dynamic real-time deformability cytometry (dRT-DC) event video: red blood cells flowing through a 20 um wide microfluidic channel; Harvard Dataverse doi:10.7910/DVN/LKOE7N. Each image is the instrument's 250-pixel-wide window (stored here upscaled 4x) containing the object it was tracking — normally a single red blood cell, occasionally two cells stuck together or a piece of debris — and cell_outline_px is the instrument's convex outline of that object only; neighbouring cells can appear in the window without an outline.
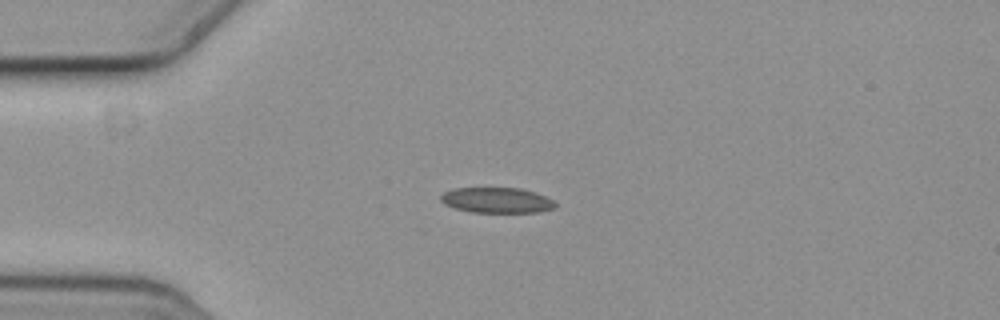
{"species": "common noctule bat (a hibernating species)", "species_latin": "Nyctalus noctula", "temperature_condition": "cold", "stored_images_in_passage": 7, "camera_frame_rate_fps": 3000, "um_per_image_px": 0.085, "animal": {"sex": "female", "body_mass_g": 19.3, "forearm_length_mm": 54.1}, "frame": {"image": 1, "passage_image": 4, "time_ms": 1.0, "image_size_px": [1000, 320], "cell_outline_px": [[556, 208], [540, 212], [468, 212], [452, 208], [444, 204], [440, 200], [440, 196], [444, 192], [452, 188], [520, 188], [536, 192], [552, 200], [556, 204]], "centroid_in_image_um": [42.19, 17.02], "position_along_channel_um": 42.8, "area_um2": 17.17}}
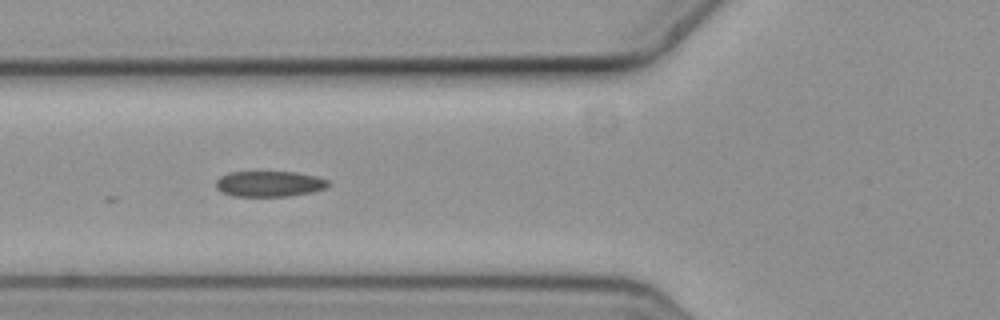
{"frame": {"image": 2, "passage_image": 6, "time_ms": 1.667, "image_size_px": [1000, 320], "cell_outline_px": [[332, 184], [328, 188], [312, 192], [288, 196], [232, 196], [220, 192], [216, 188], [216, 180], [220, 176], [228, 172], [296, 172], [316, 176], [328, 180]], "centroid_in_image_um": [22.91, 15.63], "position_along_channel_um": 102.9, "area_um2": 17.05}}
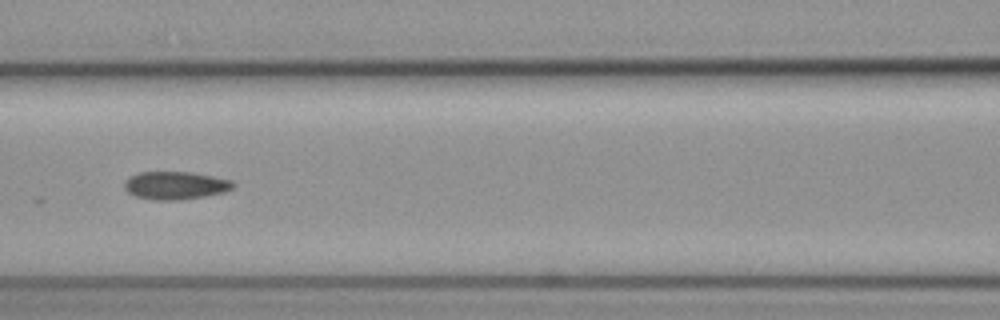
{"frame": {"image": 3, "passage_image": 7, "time_ms": 2.0, "image_size_px": [1000, 320], "cell_outline_px": [[236, 184], [232, 188], [224, 192], [204, 196], [180, 200], [152, 200], [136, 196], [128, 192], [124, 188], [124, 180], [128, 176], [140, 172], [188, 172], [212, 176], [232, 180]], "centroid_in_image_um": [14.88, 15.76], "position_along_channel_um": 151.7, "area_um2": 17.74}}